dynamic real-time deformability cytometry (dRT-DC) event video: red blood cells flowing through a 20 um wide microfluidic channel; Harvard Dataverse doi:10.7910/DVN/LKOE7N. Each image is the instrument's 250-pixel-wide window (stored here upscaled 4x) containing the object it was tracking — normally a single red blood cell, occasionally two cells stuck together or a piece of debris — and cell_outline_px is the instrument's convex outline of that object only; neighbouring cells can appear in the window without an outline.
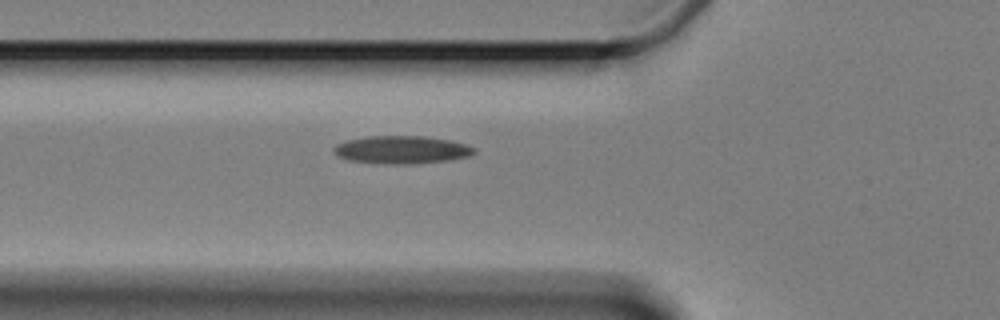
{"species": "Egyptian fruit bat (a non-hibernating species)", "species_latin": "Rousettus aegyptiacus", "temperature_condition": "cold", "stored_images_in_passage": 6, "camera_frame_rate_fps": 3000, "um_per_image_px": 0.085, "animal": {"sex": "female"}, "frame": {"image": 1, "passage_image": 6, "time_ms": 7.0, "image_size_px": [1000, 320], "cell_outline_px": [[476, 152], [468, 156], [448, 160], [404, 164], [392, 164], [348, 160], [332, 152], [332, 148], [336, 144], [348, 140], [368, 136], [424, 136], [448, 140], [468, 144], [476, 148]], "centroid_in_image_um": [34.15, 12.72], "position_along_channel_um": 91.7, "area_um2": 22.6}}